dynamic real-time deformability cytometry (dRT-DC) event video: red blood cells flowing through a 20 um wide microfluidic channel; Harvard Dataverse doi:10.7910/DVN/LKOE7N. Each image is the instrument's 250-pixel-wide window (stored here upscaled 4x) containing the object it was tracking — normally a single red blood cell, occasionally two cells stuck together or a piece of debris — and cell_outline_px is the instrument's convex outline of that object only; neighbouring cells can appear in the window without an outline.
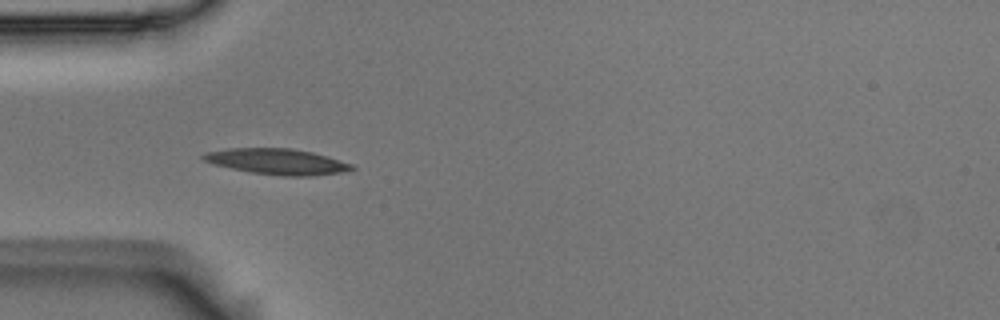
{"species": "Egyptian fruit bat (a non-hibernating species)", "species_latin": "Rousettus aegyptiacus", "temperature_condition": "room temperature", "stored_images_in_passage": 5, "camera_frame_rate_fps": 3000, "um_per_image_px": 0.085, "animal": {"sex": "male"}, "frame": {"image": 1, "passage_image": 2, "time_ms": 0.333, "image_size_px": [1000, 320], "cell_outline_px": [[356, 168], [344, 172], [308, 176], [280, 176], [252, 172], [212, 164], [204, 160], [200, 156], [204, 152], [228, 148], [288, 148], [312, 152], [328, 156], [352, 164]], "centroid_in_image_um": [23.54, 13.73], "position_along_channel_um": 61.5, "area_um2": 22.31}}
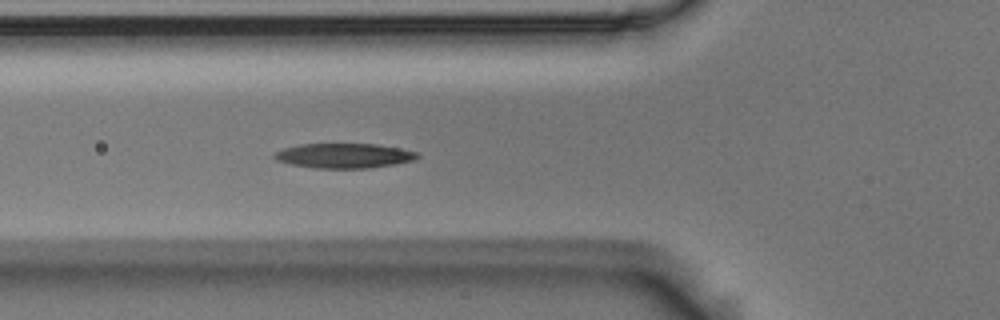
{"frame": {"image": 2, "passage_image": 5, "time_ms": 1.333, "image_size_px": [1000, 320], "cell_outline_px": [[420, 156], [416, 160], [396, 164], [368, 168], [316, 168], [292, 164], [276, 160], [272, 156], [276, 152], [284, 148], [300, 144], [376, 144], [400, 148], [420, 152]], "centroid_in_image_um": [29.31, 13.23], "position_along_channel_um": 96.5, "area_um2": 20.69}}